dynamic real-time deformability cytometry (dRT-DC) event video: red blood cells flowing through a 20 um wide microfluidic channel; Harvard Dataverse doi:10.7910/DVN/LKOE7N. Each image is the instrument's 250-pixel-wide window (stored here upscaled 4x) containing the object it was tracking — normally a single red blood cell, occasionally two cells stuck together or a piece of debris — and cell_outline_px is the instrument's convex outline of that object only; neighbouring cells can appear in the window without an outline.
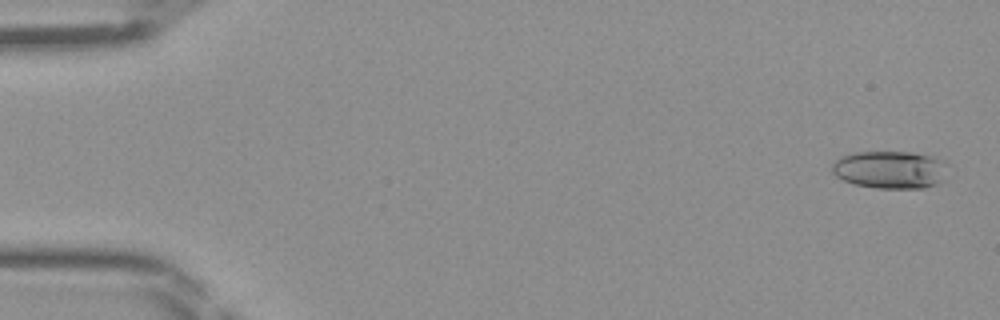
{"species": "Egyptian fruit bat (a non-hibernating species)", "species_latin": "Rousettus aegyptiacus", "temperature_condition": "room temperature", "stored_images_in_passage": 42, "camera_frame_rate_fps": 3000, "um_per_image_px": 0.085, "frame": {"image": 1, "passage_image": 2, "time_ms": 0.333, "image_size_px": [1000, 320], "cell_outline_px": [[948, 164], [940, 180], [936, 184], [924, 188], [876, 188], [852, 184], [836, 176], [832, 172], [832, 164], [836, 160], [844, 156], [856, 152], [912, 152], [944, 160]], "centroid_in_image_um": [75.63, 14.43], "position_along_channel_um": 9.4, "area_um2": 25.2}}
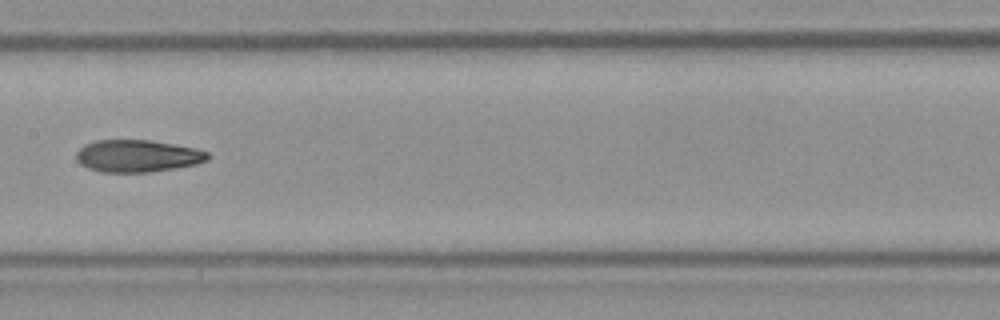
{"frame": {"image": 2, "passage_image": 24, "time_ms": 7.667, "image_size_px": [1000, 320], "cell_outline_px": [[212, 156], [208, 160], [196, 164], [148, 172], [100, 172], [88, 168], [80, 164], [76, 160], [76, 152], [84, 144], [96, 140], [148, 140], [196, 148], [208, 152]], "centroid_in_image_um": [11.67, 13.25], "position_along_channel_um": 195.7, "area_um2": 24.68}}
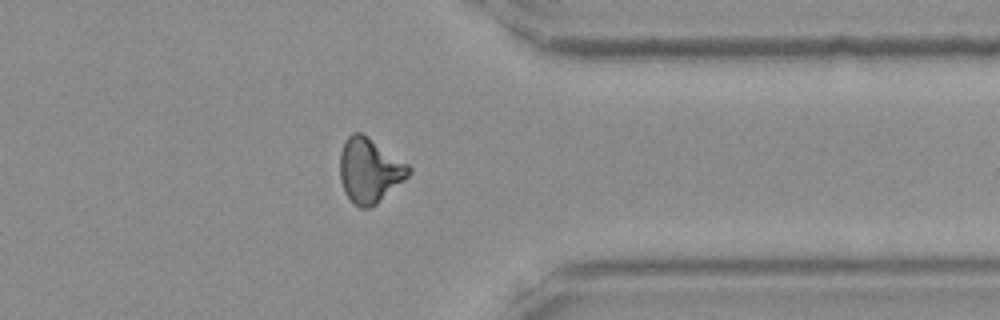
{"frame": {"image": 3, "passage_image": 37, "time_ms": 12.0, "image_size_px": [1000, 320], "cell_outline_px": [[412, 172], [404, 180], [376, 204], [368, 208], [360, 208], [344, 192], [340, 180], [340, 152], [344, 140], [352, 132], [360, 132], [368, 136], [408, 164], [412, 168]], "centroid_in_image_um": [31.4, 14.46], "position_along_channel_um": 380.0, "area_um2": 25.84}}